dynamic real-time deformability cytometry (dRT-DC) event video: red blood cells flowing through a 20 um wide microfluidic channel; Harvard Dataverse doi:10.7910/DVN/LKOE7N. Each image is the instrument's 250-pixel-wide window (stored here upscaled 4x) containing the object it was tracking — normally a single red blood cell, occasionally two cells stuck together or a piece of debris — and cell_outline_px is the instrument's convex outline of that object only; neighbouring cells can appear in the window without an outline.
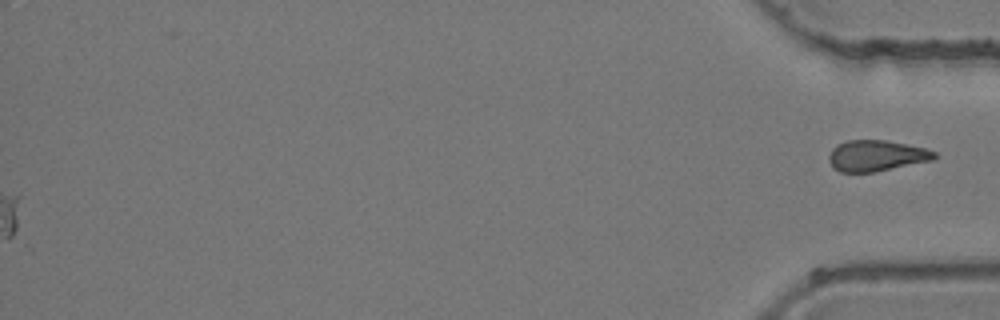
{"species": "common noctule bat (a hibernating species)", "species_latin": "Nyctalus noctula", "temperature_condition": "room temperature", "stored_images_in_passage": 46, "segment_of_instrument_passage": [2, 2], "camera_frame_rate_fps": 3000, "um_per_image_px": 0.085, "animal": {"sex": "female", "body_mass_g": 24.6, "forearm_length_mm": 56.2}, "frame": {"image": 1, "passage_image": 46, "time_ms": 15.0, "image_size_px": [1000, 320], "cell_outline_px": [[936, 156], [932, 160], [872, 172], [840, 172], [832, 168], [828, 160], [828, 156], [832, 148], [836, 144], [848, 140], [884, 140], [924, 148], [936, 152]], "centroid_in_image_um": [74.42, 13.23], "position_along_channel_um": 360.8, "area_um2": 18.9}}